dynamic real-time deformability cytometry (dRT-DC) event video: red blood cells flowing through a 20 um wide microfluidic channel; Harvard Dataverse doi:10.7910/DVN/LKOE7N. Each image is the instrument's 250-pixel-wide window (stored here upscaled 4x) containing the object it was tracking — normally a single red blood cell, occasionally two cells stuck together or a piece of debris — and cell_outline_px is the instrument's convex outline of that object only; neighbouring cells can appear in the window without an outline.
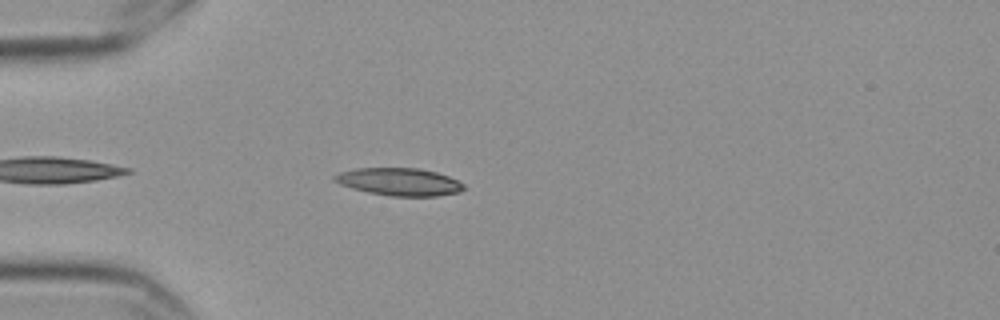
{"species": "Egyptian fruit bat (a non-hibernating species)", "species_latin": "Rousettus aegyptiacus", "temperature_condition": "cold", "stored_images_in_passage": 5, "camera_frame_rate_fps": 3000, "um_per_image_px": 0.085, "frame": {"image": 1, "passage_image": 5, "time_ms": 1.333, "image_size_px": [1000, 320], "cell_outline_px": [[464, 188], [460, 192], [436, 196], [388, 196], [368, 192], [352, 188], [340, 184], [332, 180], [332, 176], [340, 172], [356, 168], [420, 168], [436, 172], [448, 176], [464, 184]], "centroid_in_image_um": [33.92, 15.45], "position_along_channel_um": 51.1, "area_um2": 20.81}}